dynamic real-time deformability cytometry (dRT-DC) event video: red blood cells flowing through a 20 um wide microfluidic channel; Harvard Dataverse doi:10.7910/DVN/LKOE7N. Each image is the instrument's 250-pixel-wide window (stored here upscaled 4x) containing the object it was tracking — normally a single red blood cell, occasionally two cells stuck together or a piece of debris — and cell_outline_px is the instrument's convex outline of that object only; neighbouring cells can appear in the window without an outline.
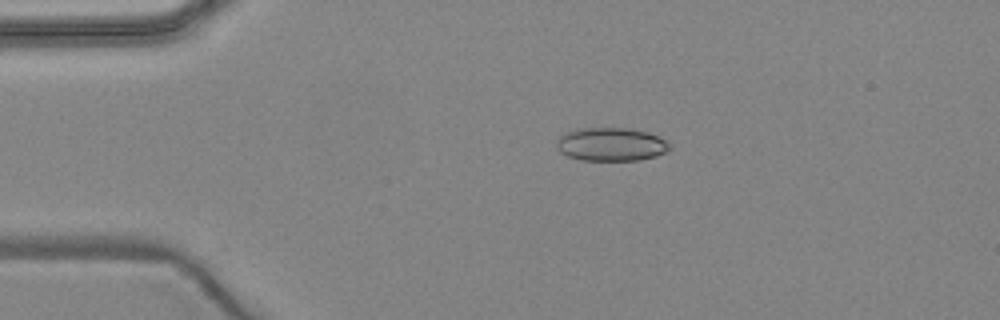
{"species": "common noctule bat (a hibernating species)", "species_latin": "Nyctalus noctula", "temperature_condition": "warm", "stored_images_in_passage": 4, "camera_frame_rate_fps": 3000, "um_per_image_px": 0.085, "animal": {"sex": "female", "body_mass_g": 24.6, "forearm_length_mm": 56.2}, "frame": {"image": 1, "passage_image": 3, "time_ms": 3.0, "image_size_px": [1000, 320], "cell_outline_px": [[672, 144], [664, 152], [656, 156], [640, 160], [580, 160], [568, 156], [560, 152], [556, 148], [556, 140], [560, 136], [576, 128], [628, 128], [648, 132]], "centroid_in_image_um": [51.9, 12.27], "position_along_channel_um": 33.1, "area_um2": 21.96}}